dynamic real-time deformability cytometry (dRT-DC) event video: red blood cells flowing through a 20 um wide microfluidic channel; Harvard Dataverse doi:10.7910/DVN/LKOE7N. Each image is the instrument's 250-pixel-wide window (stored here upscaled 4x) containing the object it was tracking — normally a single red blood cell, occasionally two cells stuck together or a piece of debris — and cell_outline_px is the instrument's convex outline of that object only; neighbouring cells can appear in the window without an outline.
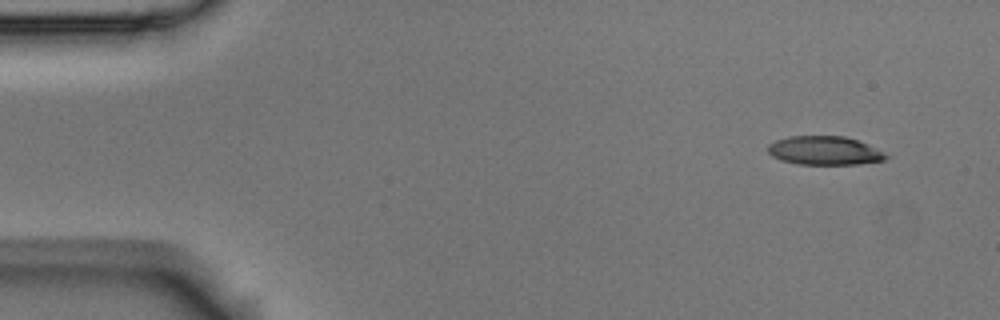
{"species": "Egyptian fruit bat (a non-hibernating species)", "species_latin": "Rousettus aegyptiacus", "temperature_condition": "room temperature", "stored_images_in_passage": 51, "camera_frame_rate_fps": 3000, "um_per_image_px": 0.085, "animal": {"sex": "male"}, "frame": {"image": 1, "passage_image": 1, "time_ms": 0.0, "image_size_px": [1000, 320], "cell_outline_px": [[892, 156], [884, 160], [856, 164], [796, 164], [780, 160], [772, 156], [768, 152], [768, 144], [776, 140], [788, 136], [844, 136], [868, 144]], "centroid_in_image_um": [70.08, 12.8], "position_along_channel_um": 14.9, "area_um2": 19.83}}
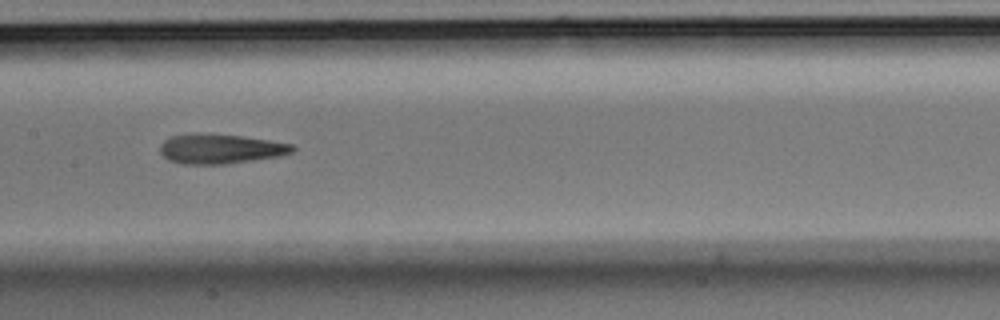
{"frame": {"image": 2, "passage_image": 24, "time_ms": 7.667, "image_size_px": [1000, 320], "cell_outline_px": [[296, 148], [292, 152], [280, 156], [224, 164], [184, 164], [168, 160], [160, 152], [160, 144], [164, 140], [172, 136], [196, 132], [200, 132], [240, 136], [268, 140], [292, 144]], "centroid_in_image_um": [18.7, 12.64], "position_along_channel_um": 188.7, "area_um2": 22.95}}
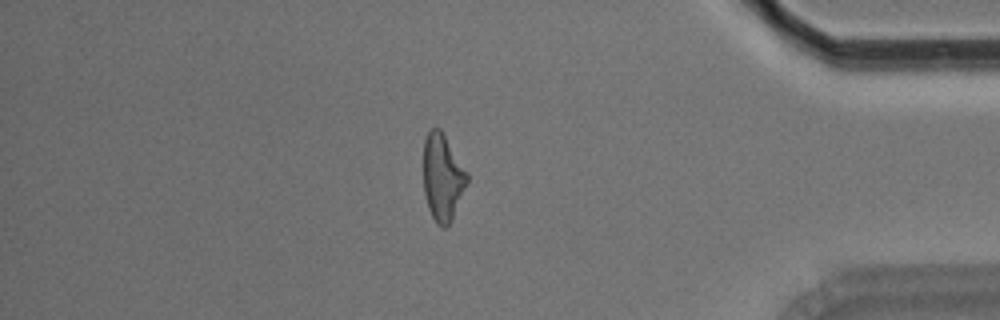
{"frame": {"image": 3, "passage_image": 44, "time_ms": 14.333, "image_size_px": [1000, 320], "cell_outline_px": [[468, 180], [452, 220], [448, 228], [444, 228], [436, 224], [428, 208], [424, 192], [424, 140], [428, 132], [432, 128], [440, 128], [468, 172]], "centroid_in_image_um": [37.62, 15.1], "position_along_channel_um": 397.6, "area_um2": 22.08}}